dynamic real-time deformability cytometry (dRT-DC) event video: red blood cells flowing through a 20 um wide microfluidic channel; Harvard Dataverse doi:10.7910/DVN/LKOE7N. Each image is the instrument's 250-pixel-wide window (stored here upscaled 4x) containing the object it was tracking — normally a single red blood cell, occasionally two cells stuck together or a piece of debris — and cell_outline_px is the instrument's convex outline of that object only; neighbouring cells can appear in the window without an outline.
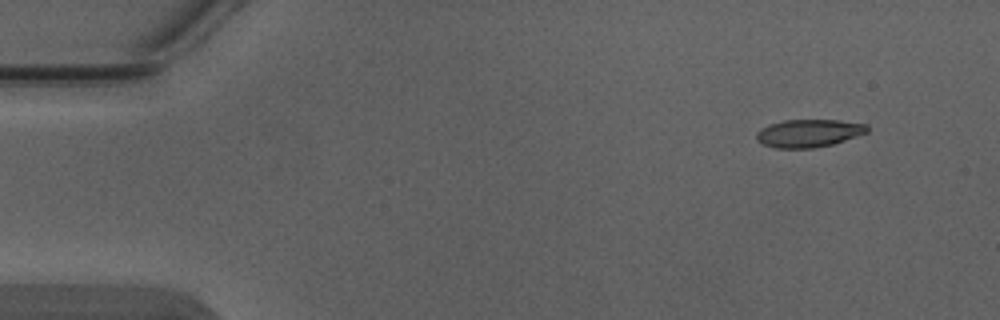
{"species": "Egyptian fruit bat (a non-hibernating species)", "species_latin": "Rousettus aegyptiacus", "temperature_condition": "warm", "stored_images_in_passage": 5, "camera_frame_rate_fps": 3000, "um_per_image_px": 0.085, "animal": {"sex": "male"}, "frame": {"image": 1, "passage_image": 1, "time_ms": 0.0, "image_size_px": [1000, 320], "cell_outline_px": [[868, 132], [832, 144], [812, 148], [776, 148], [764, 144], [756, 140], [756, 132], [760, 128], [768, 124], [784, 120], [840, 120], [868, 124]], "centroid_in_image_um": [68.72, 11.31], "position_along_channel_um": 16.3, "area_um2": 17.98}}
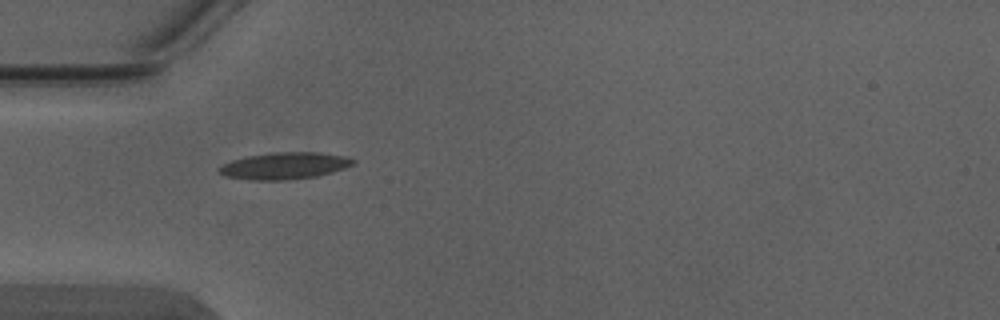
{"frame": {"image": 2, "passage_image": 4, "time_ms": 1.0, "image_size_px": [1000, 320], "cell_outline_px": [[356, 164], [332, 172], [316, 176], [284, 180], [252, 180], [224, 176], [216, 168], [232, 160], [248, 156], [272, 152], [316, 152], [344, 156], [356, 160]], "centroid_in_image_um": [24.19, 14.09], "position_along_channel_um": 60.8, "area_um2": 20.87}}
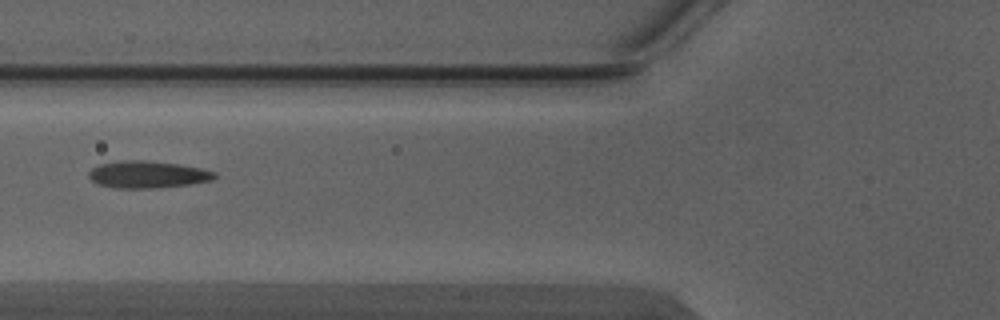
{"frame": {"image": 3, "passage_image": 5, "time_ms": 1.333, "image_size_px": [1000, 320], "cell_outline_px": [[216, 176], [212, 180], [192, 184], [156, 188], [116, 188], [100, 184], [92, 180], [88, 176], [88, 172], [92, 168], [100, 164], [124, 160], [144, 160], [180, 164], [200, 168], [216, 172]], "centroid_in_image_um": [12.56, 14.83], "position_along_channel_um": 113.2, "area_um2": 19.83}}